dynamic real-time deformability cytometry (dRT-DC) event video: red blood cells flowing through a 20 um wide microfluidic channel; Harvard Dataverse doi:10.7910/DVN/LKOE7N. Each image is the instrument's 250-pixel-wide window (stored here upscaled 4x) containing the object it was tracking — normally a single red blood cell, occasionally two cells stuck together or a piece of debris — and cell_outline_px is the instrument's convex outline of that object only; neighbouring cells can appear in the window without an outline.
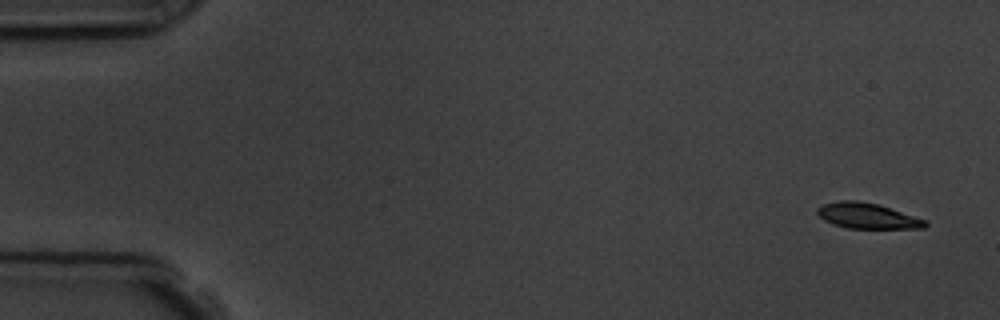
{"species": "common noctule bat (a hibernating species)", "species_latin": "Nyctalus noctula", "temperature_condition": "room temperature", "stored_images_in_passage": 4, "camera_frame_rate_fps": 3000, "um_per_image_px": 0.085, "animal": {"sex": "male", "body_mass_g": 19.5, "forearm_length_mm": 54.6}, "frame": {"image": 1, "passage_image": 1, "time_ms": 0.0, "image_size_px": [1000, 320], "cell_outline_px": [[928, 224], [924, 228], [848, 228], [832, 224], [824, 220], [816, 212], [816, 208], [824, 204], [840, 200], [856, 200], [880, 204], [928, 220]], "centroid_in_image_um": [73.75, 18.34], "position_along_channel_um": 11.2, "area_um2": 16.24}}